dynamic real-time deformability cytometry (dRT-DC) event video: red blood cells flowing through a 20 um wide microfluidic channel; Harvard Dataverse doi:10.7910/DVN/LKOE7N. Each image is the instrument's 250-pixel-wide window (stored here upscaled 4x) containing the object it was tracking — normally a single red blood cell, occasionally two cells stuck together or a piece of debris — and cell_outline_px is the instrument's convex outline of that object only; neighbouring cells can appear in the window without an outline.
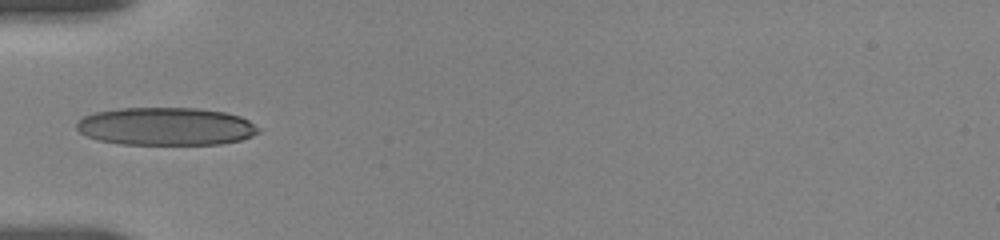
{"species": "human", "species_latin": "Homo sapiens", "temperature_condition": "room temperature", "stored_images_in_passage": 9, "camera_frame_rate_fps": 3000, "um_per_image_px": 0.085, "donor": {"sex": "female"}, "frame": {"image": 1, "passage_image": 1, "time_ms": 0.0, "image_size_px": [1000, 240], "cell_outline_px": [[260, 132], [252, 136], [240, 140], [220, 144], [120, 144], [96, 140], [80, 132], [76, 128], [76, 124], [84, 116], [96, 112], [120, 108], [196, 108], [224, 112], [240, 116], [248, 120], [260, 128]], "centroid_in_image_um": [14.11, 10.75], "position_along_channel_um": 70.9, "area_um2": 40.17}}
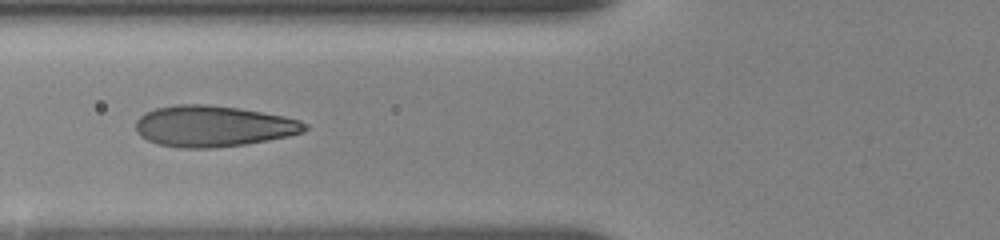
{"frame": {"image": 2, "passage_image": 8, "time_ms": 1.0, "image_size_px": [1000, 240], "cell_outline_px": [[308, 128], [304, 132], [288, 136], [268, 140], [244, 144], [212, 148], [180, 148], [156, 144], [140, 136], [136, 132], [136, 120], [144, 112], [156, 108], [176, 104], [208, 104], [236, 108], [284, 116], [300, 120], [308, 124]], "centroid_in_image_um": [18.1, 10.73], "position_along_channel_um": 107.7, "area_um2": 40.58}}